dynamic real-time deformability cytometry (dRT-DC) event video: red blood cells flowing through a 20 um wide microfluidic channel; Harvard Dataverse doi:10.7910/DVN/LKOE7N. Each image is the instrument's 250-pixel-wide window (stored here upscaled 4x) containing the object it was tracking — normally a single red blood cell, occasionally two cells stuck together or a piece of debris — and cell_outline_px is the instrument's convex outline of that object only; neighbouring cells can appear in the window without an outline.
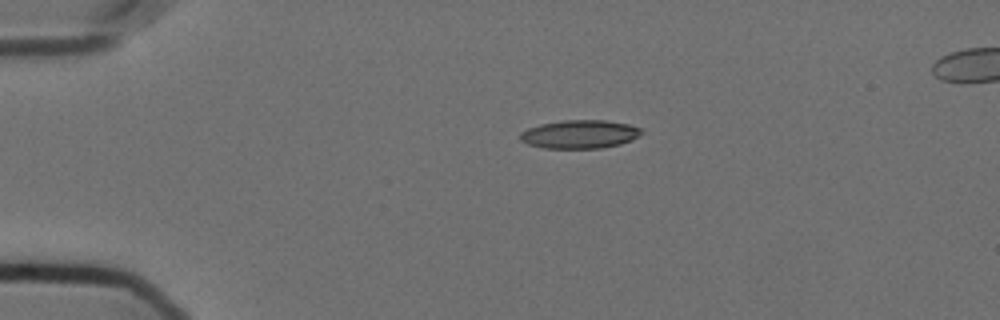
{"species": "Egyptian fruit bat (a non-hibernating species)", "species_latin": "Rousettus aegyptiacus", "temperature_condition": "cold", "stored_images_in_passage": 15, "camera_frame_rate_fps": 3000, "um_per_image_px": 0.085, "animal": {"sex": "female"}, "frame": {"image": 1, "passage_image": 1, "time_ms": 0.0, "image_size_px": [1000, 320], "cell_outline_px": [[644, 132], [632, 140], [620, 144], [600, 148], [544, 148], [528, 144], [520, 140], [520, 132], [528, 128], [540, 124], [564, 120], [608, 120], [628, 124], [640, 128]], "centroid_in_image_um": [49.28, 11.4], "position_along_channel_um": 35.7, "area_um2": 20.11}}
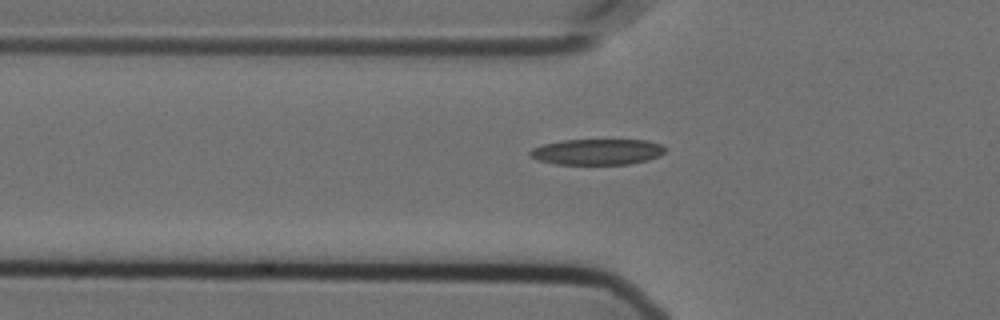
{"frame": {"image": 2, "passage_image": 8, "time_ms": 2.333, "image_size_px": [1000, 320], "cell_outline_px": [[664, 152], [660, 156], [648, 160], [628, 164], [556, 164], [536, 160], [528, 156], [528, 152], [532, 148], [544, 144], [564, 140], [648, 140], [660, 144], [664, 148]], "centroid_in_image_um": [50.73, 12.91], "position_along_channel_um": 75.1, "area_um2": 20.4}}